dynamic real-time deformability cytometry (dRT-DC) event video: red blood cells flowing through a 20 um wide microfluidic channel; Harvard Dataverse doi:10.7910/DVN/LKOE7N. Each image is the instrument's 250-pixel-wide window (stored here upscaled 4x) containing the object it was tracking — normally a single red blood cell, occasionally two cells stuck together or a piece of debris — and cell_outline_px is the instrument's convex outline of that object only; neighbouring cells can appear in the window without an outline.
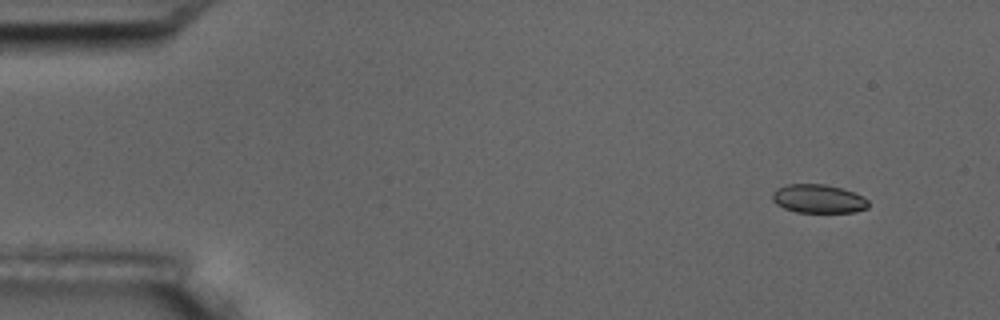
{"species": "common noctule bat (a hibernating species)", "species_latin": "Nyctalus noctula", "temperature_condition": "room temperature", "stored_images_in_passage": 4, "camera_frame_rate_fps": 3000, "um_per_image_px": 0.085, "animal": {"sex": "male", "body_mass_g": 17.5, "forearm_length_mm": 52.3}, "frame": {"image": 1, "passage_image": 1, "time_ms": 0.0, "image_size_px": [1000, 320], "cell_outline_px": [[868, 208], [856, 212], [796, 212], [784, 208], [776, 204], [772, 200], [772, 192], [776, 188], [788, 184], [824, 184], [840, 188], [864, 196], [868, 200]], "centroid_in_image_um": [69.55, 16.9], "position_along_channel_um": 15.5, "area_um2": 16.07}}
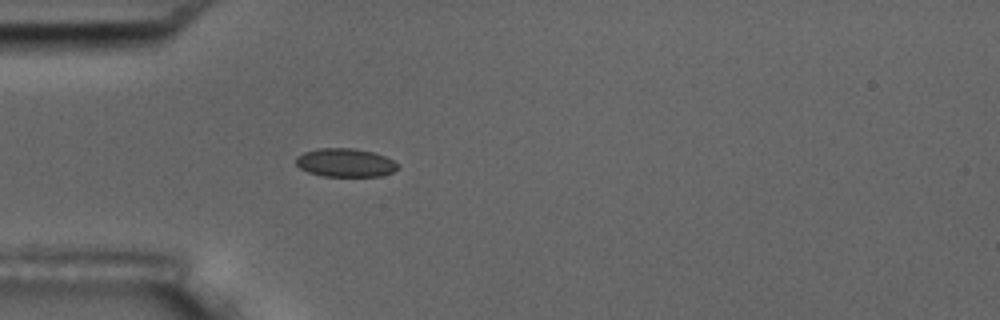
{"frame": {"image": 2, "passage_image": 4, "time_ms": 4.0, "image_size_px": [1000, 320], "cell_outline_px": [[400, 168], [392, 172], [380, 176], [324, 176], [308, 172], [300, 168], [296, 164], [296, 156], [304, 152], [316, 148], [352, 148], [372, 152], [384, 156], [400, 164]], "centroid_in_image_um": [29.35, 13.82], "position_along_channel_um": 55.6, "area_um2": 16.94}}